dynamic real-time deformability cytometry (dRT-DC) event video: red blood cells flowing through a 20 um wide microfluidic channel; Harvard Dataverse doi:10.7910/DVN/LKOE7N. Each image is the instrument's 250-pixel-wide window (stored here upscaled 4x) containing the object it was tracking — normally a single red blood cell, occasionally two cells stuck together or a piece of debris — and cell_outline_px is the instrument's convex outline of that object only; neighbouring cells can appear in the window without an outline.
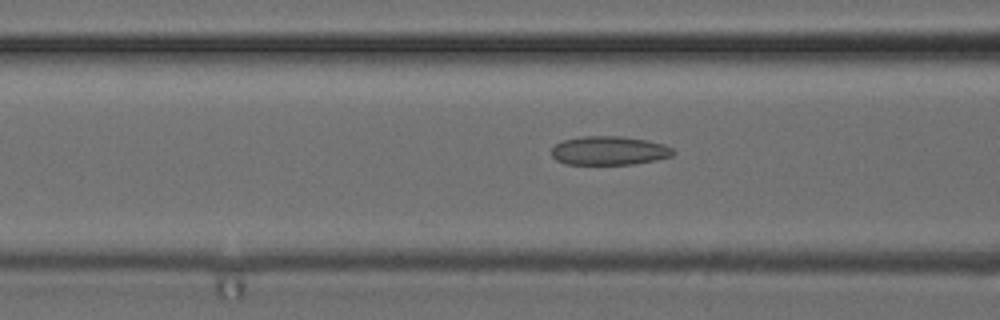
{"species": "common noctule bat (a hibernating species)", "species_latin": "Nyctalus noctula", "temperature_condition": "cold", "stored_images_in_passage": 8, "camera_frame_rate_fps": 3000, "um_per_image_px": 0.085, "animal": {"sex": "female", "body_mass_g": 24.6, "forearm_length_mm": 56.2}, "frame": {"image": 1, "passage_image": 6, "time_ms": 1.667, "image_size_px": [1000, 320], "cell_outline_px": [[676, 152], [672, 156], [656, 160], [632, 164], [564, 164], [556, 160], [552, 156], [552, 148], [556, 144], [564, 140], [580, 136], [620, 136], [644, 140], [664, 144], [672, 148]], "centroid_in_image_um": [51.77, 12.81], "position_along_channel_um": 114.8, "area_um2": 20.4}}